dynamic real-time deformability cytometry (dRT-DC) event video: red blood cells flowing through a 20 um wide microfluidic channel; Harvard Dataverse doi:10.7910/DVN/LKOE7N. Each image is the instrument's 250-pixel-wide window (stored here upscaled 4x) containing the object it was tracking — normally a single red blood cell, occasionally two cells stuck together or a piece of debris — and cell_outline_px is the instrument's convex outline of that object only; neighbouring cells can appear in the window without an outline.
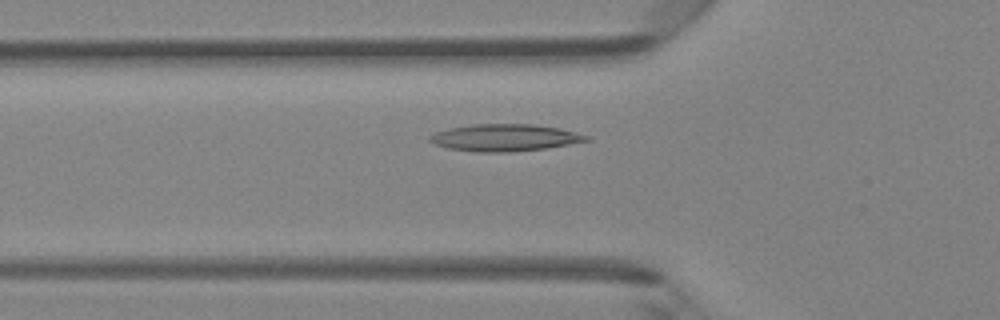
{"species": "Egyptian fruit bat (a non-hibernating species)", "species_latin": "Rousettus aegyptiacus", "temperature_condition": "room temperature", "stored_images_in_passage": 45, "camera_frame_rate_fps": 3000, "um_per_image_px": 0.085, "animal": {"sex": "female"}, "frame": {"image": 1, "passage_image": 14, "time_ms": 4.333, "image_size_px": [1000, 320], "cell_outline_px": [[592, 140], [544, 148], [508, 152], [476, 152], [448, 148], [436, 144], [428, 140], [428, 136], [436, 132], [448, 128], [472, 124], [532, 124], [560, 128], [588, 136]], "centroid_in_image_um": [42.87, 11.69], "position_along_channel_um": 82.9, "area_um2": 24.51}}
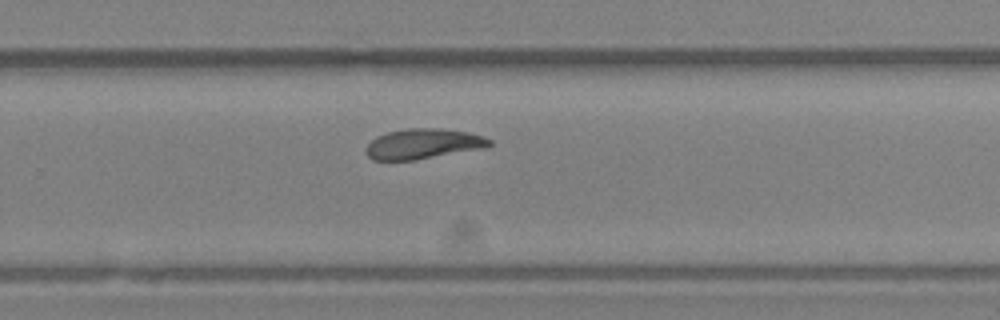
{"frame": {"image": 2, "passage_image": 29, "time_ms": 9.333, "image_size_px": [1000, 320], "cell_outline_px": [[492, 144], [488, 148], [416, 160], [372, 160], [364, 152], [364, 148], [376, 136], [388, 132], [408, 128], [436, 128], [468, 132], [484, 136], [492, 140]], "centroid_in_image_um": [35.99, 12.24], "position_along_channel_um": 293.8, "area_um2": 22.08}}
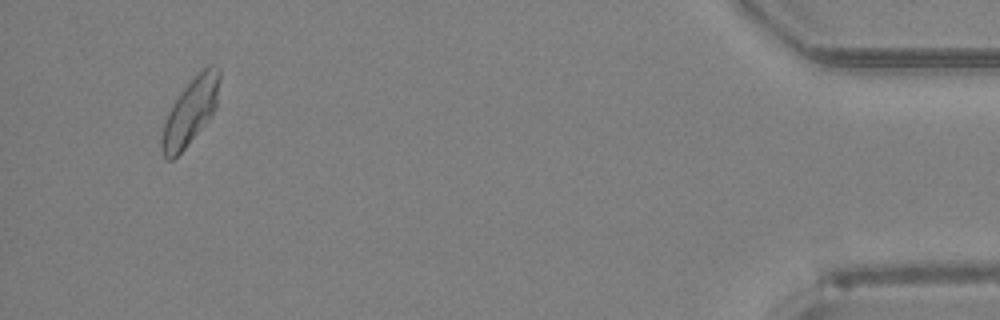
{"frame": {"image": 3, "passage_image": 43, "time_ms": 14.0, "image_size_px": [1000, 320], "cell_outline_px": [[220, 80], [216, 108], [184, 148], [172, 160], [164, 160], [160, 148], [160, 140], [164, 124], [168, 112], [180, 92], [208, 64], [216, 64], [220, 68]], "centroid_in_image_um": [16.17, 9.47], "position_along_channel_um": 419.0, "area_um2": 21.91}, "authors_computed_cell_mechanics": {"area_um2": 22.1952, "velocity_mm_per_s": 4.2259, "shape_relaxation_time_tau1_ms": null, "shape_relaxation_time_tau2_ms": 3.0972, "deformation_change_tau1": null, "deformation_change_tau2": 0.091}}